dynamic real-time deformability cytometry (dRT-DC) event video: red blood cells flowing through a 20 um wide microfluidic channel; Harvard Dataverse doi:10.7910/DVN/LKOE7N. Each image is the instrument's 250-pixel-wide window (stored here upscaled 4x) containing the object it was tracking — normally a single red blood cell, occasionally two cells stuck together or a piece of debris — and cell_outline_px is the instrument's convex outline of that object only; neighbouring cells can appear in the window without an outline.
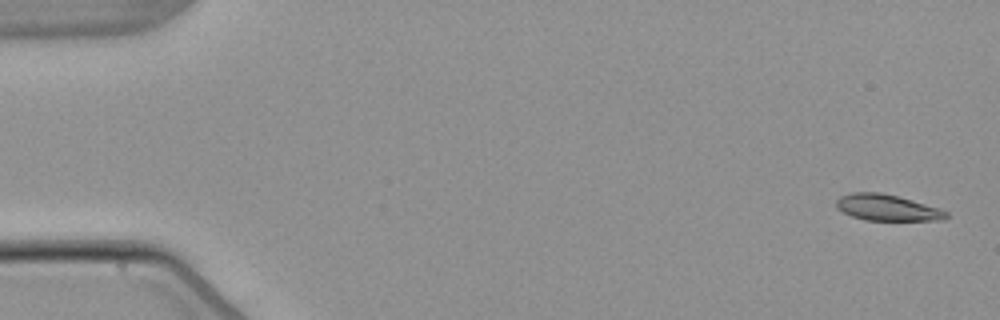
{"species": "common noctule bat (a hibernating species)", "species_latin": "Nyctalus noctula", "temperature_condition": "warm", "stored_images_in_passage": 5, "camera_frame_rate_fps": 3000, "um_per_image_px": 0.085, "animal": {"sex": "male", "body_mass_g": 21.5, "forearm_length_mm": 52.0}, "frame": {"image": 1, "passage_image": 1, "time_ms": 0.0, "image_size_px": [1000, 320], "cell_outline_px": [[948, 216], [944, 220], [864, 220], [852, 216], [836, 208], [836, 200], [840, 196], [852, 192], [880, 192], [912, 200], [940, 208], [948, 212]], "centroid_in_image_um": [75.4, 17.65], "position_along_channel_um": 9.6, "area_um2": 16.76}}
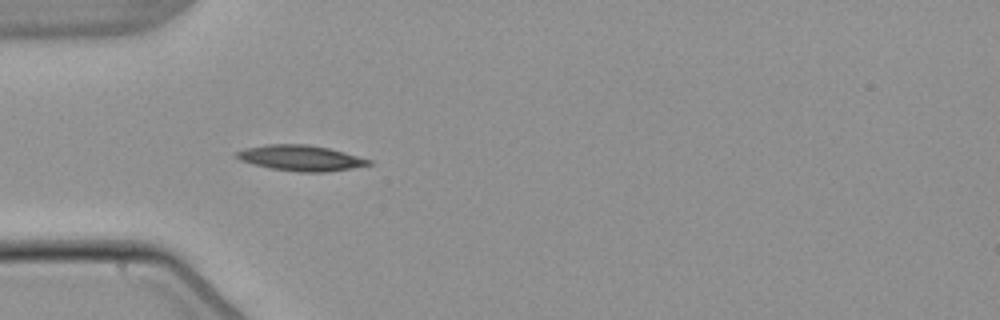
{"frame": {"image": 2, "passage_image": 5, "time_ms": 5.0, "image_size_px": [1000, 320], "cell_outline_px": [[372, 164], [352, 168], [324, 172], [300, 172], [272, 168], [252, 164], [240, 160], [232, 156], [236, 152], [244, 148], [268, 144], [304, 144], [328, 148], [344, 152], [372, 160]], "centroid_in_image_um": [25.52, 13.43], "position_along_channel_um": 59.5, "area_um2": 19.65}}